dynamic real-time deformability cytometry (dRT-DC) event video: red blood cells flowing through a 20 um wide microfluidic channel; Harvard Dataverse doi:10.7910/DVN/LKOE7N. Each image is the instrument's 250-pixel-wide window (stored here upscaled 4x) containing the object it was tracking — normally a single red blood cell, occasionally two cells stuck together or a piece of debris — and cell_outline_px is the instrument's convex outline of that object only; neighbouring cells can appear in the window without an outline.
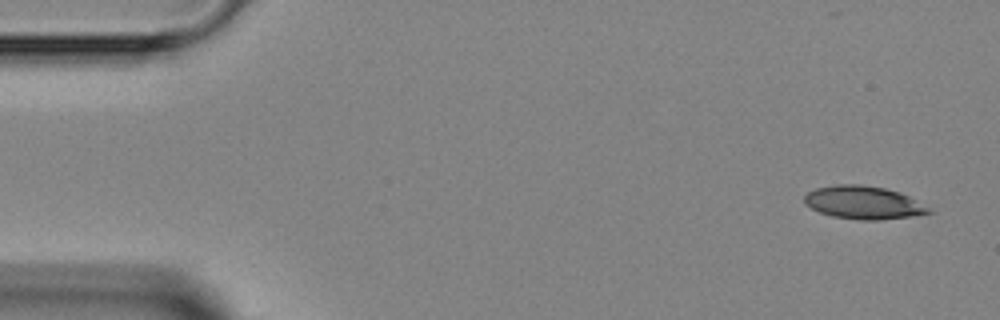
{"species": "Egyptian fruit bat (a non-hibernating species)", "species_latin": "Rousettus aegyptiacus", "temperature_condition": "room temperature", "stored_images_in_passage": 4, "camera_frame_rate_fps": 3000, "um_per_image_px": 0.085, "animal": {"sex": "female"}, "frame": {"image": 1, "passage_image": 1, "time_ms": 0.0, "image_size_px": [1000, 320], "cell_outline_px": [[932, 212], [912, 216], [880, 220], [860, 220], [832, 216], [820, 212], [804, 204], [804, 196], [808, 192], [816, 188], [836, 184], [860, 184], [884, 188], [900, 192], [908, 196], [928, 208]], "centroid_in_image_um": [73.35, 17.21], "position_along_channel_um": 11.7, "area_um2": 23.76}}
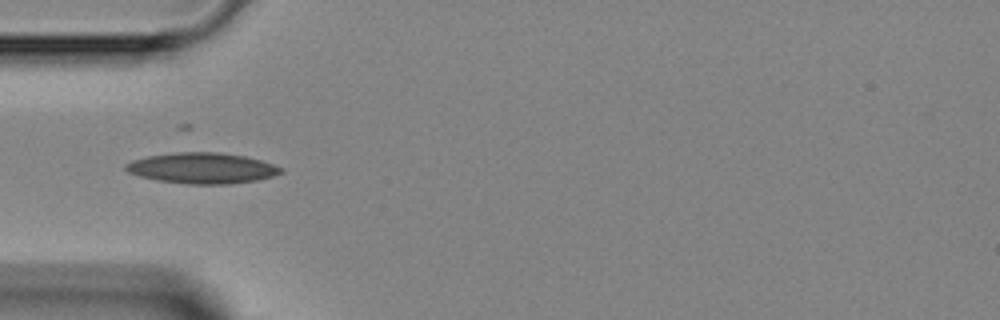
{"frame": {"image": 2, "passage_image": 4, "time_ms": 4.0, "image_size_px": [1000, 320], "cell_outline_px": [[284, 172], [272, 176], [256, 180], [232, 184], [184, 184], [156, 180], [140, 176], [128, 172], [124, 168], [124, 164], [132, 160], [148, 156], [176, 152], [220, 152], [244, 156], [260, 160], [284, 168]], "centroid_in_image_um": [17.17, 14.29], "position_along_channel_um": 67.8, "area_um2": 27.92}}